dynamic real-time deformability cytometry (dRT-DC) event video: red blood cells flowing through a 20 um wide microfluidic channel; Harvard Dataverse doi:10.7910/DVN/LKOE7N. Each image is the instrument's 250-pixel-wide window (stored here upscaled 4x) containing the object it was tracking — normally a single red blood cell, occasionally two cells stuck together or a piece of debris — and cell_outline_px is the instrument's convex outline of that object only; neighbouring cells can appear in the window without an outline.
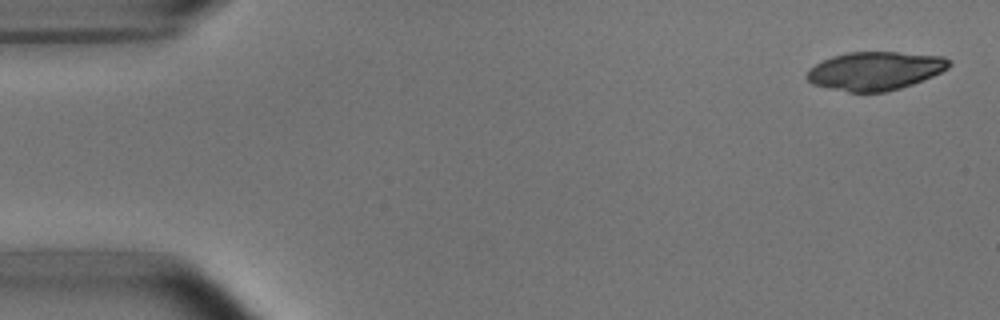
{"species": "common noctule bat (a hibernating species)", "species_latin": "Nyctalus noctula", "temperature_condition": "room temperature", "stored_images_in_passage": 4, "camera_frame_rate_fps": 3000, "um_per_image_px": 0.085, "animal": {"sex": "male", "body_mass_g": 15.6}, "frame": {"image": 1, "passage_image": 1, "time_ms": 0.0, "image_size_px": [1000, 320], "cell_outline_px": [[952, 64], [948, 68], [932, 76], [912, 84], [900, 88], [884, 92], [848, 92], [828, 88], [812, 84], [804, 76], [808, 68], [832, 56], [848, 52], [896, 52], [944, 56], [952, 60]], "centroid_in_image_um": [74.37, 6.02], "position_along_channel_um": 10.6, "area_um2": 31.96}}